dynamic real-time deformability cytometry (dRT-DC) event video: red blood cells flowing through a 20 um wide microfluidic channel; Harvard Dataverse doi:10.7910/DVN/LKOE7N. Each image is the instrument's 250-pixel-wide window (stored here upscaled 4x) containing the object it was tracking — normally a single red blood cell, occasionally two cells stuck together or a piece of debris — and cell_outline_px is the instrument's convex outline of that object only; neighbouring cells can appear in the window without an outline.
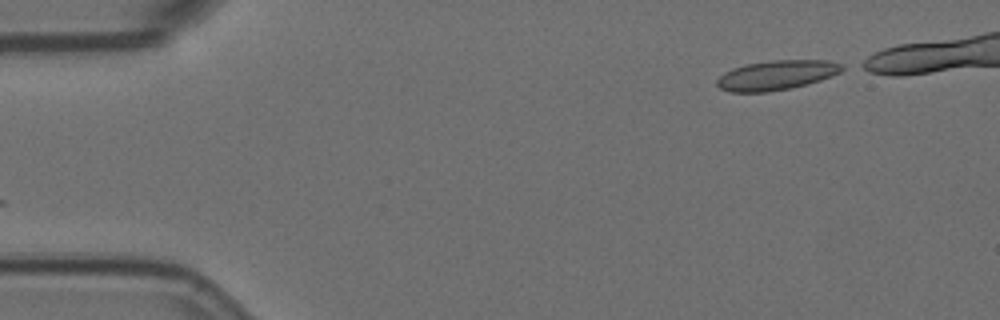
{"species": "Egyptian fruit bat (a non-hibernating species)", "species_latin": "Rousettus aegyptiacus", "temperature_condition": "room temperature", "stored_images_in_passage": 41, "camera_frame_rate_fps": 3000, "um_per_image_px": 0.085, "animal": {"sex": "female"}, "frame": {"image": 1, "passage_image": 1, "time_ms": 0.0, "image_size_px": [1000, 320], "cell_outline_px": [[848, 68], [832, 76], [820, 80], [792, 88], [768, 92], [728, 92], [720, 88], [716, 84], [716, 80], [724, 72], [732, 68], [744, 64], [772, 60], [828, 60], [844, 64]], "centroid_in_image_um": [66.02, 6.38], "position_along_channel_um": 19.0, "area_um2": 21.91}}
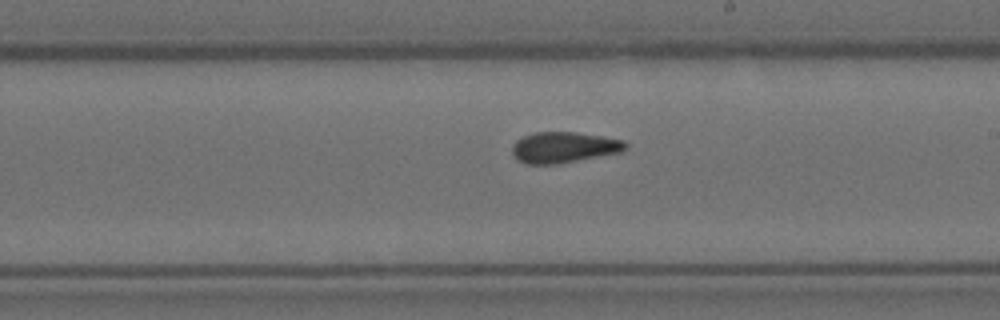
{"frame": {"image": 2, "passage_image": 27, "time_ms": 8.667, "image_size_px": [1000, 320], "cell_outline_px": [[628, 148], [620, 152], [556, 164], [528, 164], [516, 160], [512, 156], [512, 144], [516, 140], [532, 132], [576, 132], [624, 140], [628, 144]], "centroid_in_image_um": [47.89, 12.52], "position_along_channel_um": 241.1, "area_um2": 20.46}}
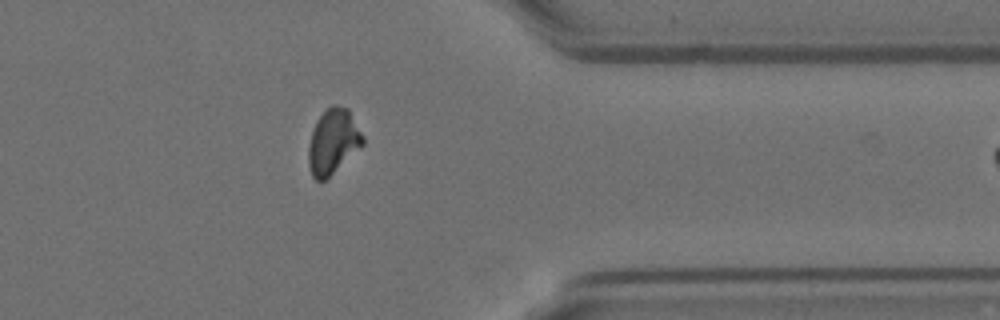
{"frame": {"image": 3, "passage_image": 40, "time_ms": 13.0, "image_size_px": [1000, 320], "cell_outline_px": [[364, 144], [324, 180], [316, 180], [312, 176], [308, 164], [308, 148], [312, 132], [316, 120], [332, 104], [336, 104], [348, 108], [364, 136]], "centroid_in_image_um": [28.31, 12.0], "position_along_channel_um": 383.1, "area_um2": 20.35}}